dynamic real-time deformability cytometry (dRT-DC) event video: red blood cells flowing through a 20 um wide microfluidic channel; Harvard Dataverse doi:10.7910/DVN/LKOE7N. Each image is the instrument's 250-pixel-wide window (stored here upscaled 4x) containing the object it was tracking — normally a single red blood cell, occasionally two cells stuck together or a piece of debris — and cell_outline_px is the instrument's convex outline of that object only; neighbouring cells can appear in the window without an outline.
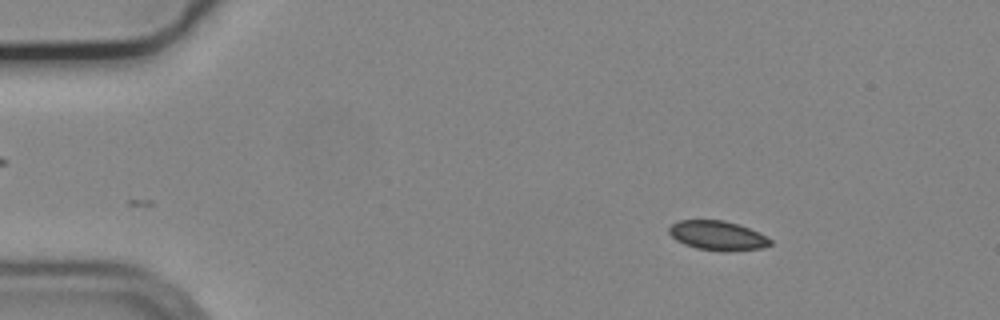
{"species": "common noctule bat (a hibernating species)", "species_latin": "Nyctalus noctula", "temperature_condition": "cold", "stored_images_in_passage": 48, "camera_frame_rate_fps": 3000, "um_per_image_px": 0.085, "animal": {"sex": "male", "body_mass_g": 19.2, "forearm_length_mm": 51.8}, "frame": {"image": 1, "passage_image": 1, "time_ms": 0.0, "image_size_px": [1000, 320], "cell_outline_px": [[772, 244], [764, 248], [728, 252], [696, 248], [684, 244], [676, 240], [668, 232], [668, 228], [672, 224], [680, 220], [724, 220], [740, 224], [760, 232], [772, 240]], "centroid_in_image_um": [61.04, 20.02], "position_along_channel_um": 24.0, "area_um2": 17.63}}
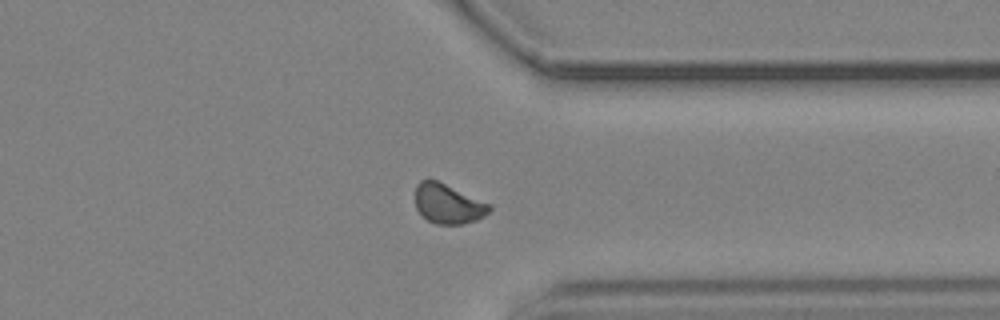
{"frame": {"image": 2, "passage_image": 36, "time_ms": 11.667, "image_size_px": [1000, 320], "cell_outline_px": [[492, 208], [484, 216], [476, 220], [460, 224], [436, 224], [428, 220], [416, 208], [416, 184], [420, 180], [436, 180], [492, 204]], "centroid_in_image_um": [38.1, 17.32], "position_along_channel_um": 373.3, "area_um2": 16.99}}
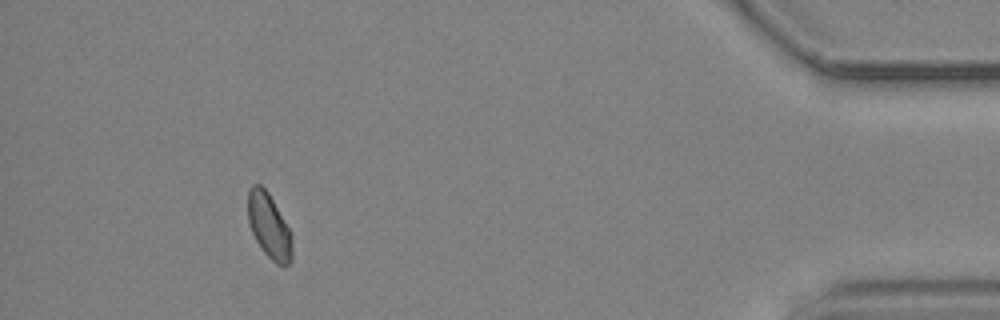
{"frame": {"image": 3, "passage_image": 44, "time_ms": 14.333, "image_size_px": [1000, 320], "cell_outline_px": [[292, 260], [288, 264], [276, 264], [264, 252], [256, 240], [252, 232], [248, 220], [248, 192], [252, 184], [260, 184], [268, 192], [288, 228], [292, 236]], "centroid_in_image_um": [22.86, 19.21], "position_along_channel_um": 412.3, "area_um2": 16.42}, "authors_computed_cell_mechanics": {"area_um2": 17.34, "velocity_mm_per_s": 3.6941, "shape_relaxation_time_tau1_ms": 6.1945, "shape_relaxation_time_tau2_ms": 5.186, "deformation_change_tau1": 0.0652, "deformation_change_tau2": 0.0707}}